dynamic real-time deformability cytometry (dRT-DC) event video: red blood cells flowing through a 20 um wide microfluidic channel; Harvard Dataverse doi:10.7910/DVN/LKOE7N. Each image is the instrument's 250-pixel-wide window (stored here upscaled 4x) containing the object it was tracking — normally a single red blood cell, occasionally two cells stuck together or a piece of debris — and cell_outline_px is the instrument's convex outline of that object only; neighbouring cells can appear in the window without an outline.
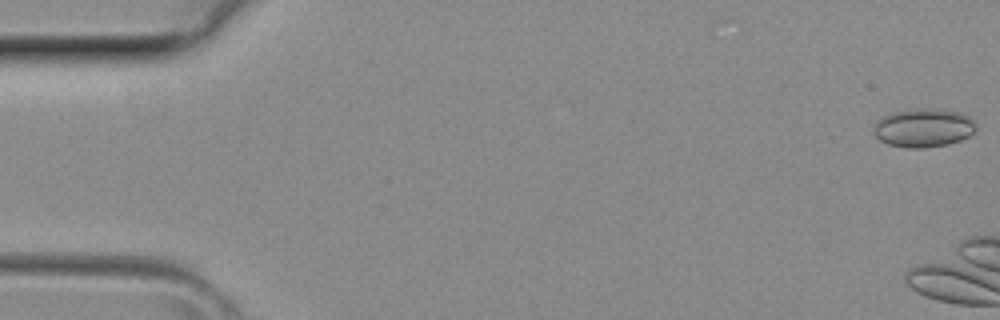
{"species": "common noctule bat (a hibernating species)", "species_latin": "Nyctalus noctula", "temperature_condition": "room temperature", "stored_images_in_passage": 6, "camera_frame_rate_fps": 3000, "um_per_image_px": 0.085, "animal": {"sex": "female", "body_mass_g": 29.2, "forearm_length_mm": 56.3}, "frame": {"image": 1, "passage_image": 1, "time_ms": 0.0, "image_size_px": [1000, 320], "cell_outline_px": [[976, 128], [968, 136], [960, 140], [948, 144], [924, 148], [908, 148], [888, 144], [880, 140], [872, 132], [876, 120], [892, 112], [924, 108], [928, 108], [960, 112], [968, 116], [976, 124]], "centroid_in_image_um": [78.47, 10.87], "position_along_channel_um": 6.5, "area_um2": 22.95}}